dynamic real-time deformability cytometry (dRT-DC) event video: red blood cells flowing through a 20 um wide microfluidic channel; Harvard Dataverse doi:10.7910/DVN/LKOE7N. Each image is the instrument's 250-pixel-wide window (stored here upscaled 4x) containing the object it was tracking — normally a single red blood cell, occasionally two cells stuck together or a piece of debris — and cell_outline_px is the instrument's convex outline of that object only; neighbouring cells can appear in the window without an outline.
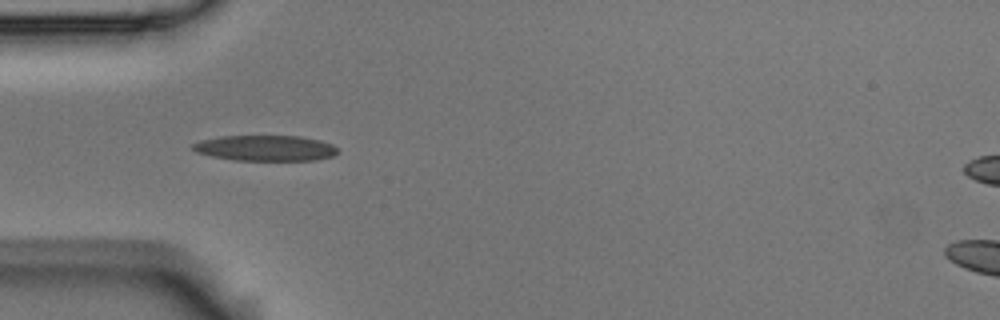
{"species": "Egyptian fruit bat (a non-hibernating species)", "species_latin": "Rousettus aegyptiacus", "temperature_condition": "room temperature", "stored_images_in_passage": 4, "camera_frame_rate_fps": 3000, "um_per_image_px": 0.085, "animal": {"sex": "male"}, "frame": {"image": 1, "passage_image": 3, "time_ms": 0.667, "image_size_px": [1000, 320], "cell_outline_px": [[336, 152], [332, 156], [316, 160], [232, 160], [212, 156], [196, 152], [192, 148], [192, 144], [200, 140], [220, 136], [300, 136], [320, 140], [332, 144], [336, 148]], "centroid_in_image_um": [22.53, 12.58], "position_along_channel_um": 62.5, "area_um2": 21.56}}
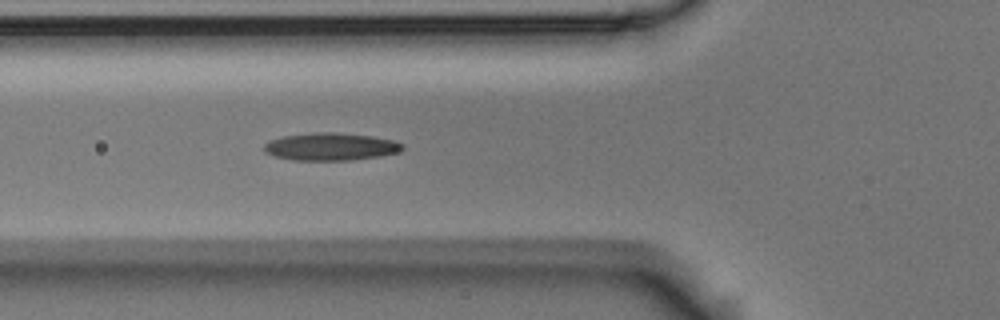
{"frame": {"image": 2, "passage_image": 4, "time_ms": 1.0, "image_size_px": [1000, 320], "cell_outline_px": [[404, 148], [396, 152], [380, 156], [352, 160], [292, 160], [276, 156], [264, 152], [264, 144], [272, 140], [284, 136], [312, 132], [336, 132], [372, 136], [396, 140], [404, 144]], "centroid_in_image_um": [28.14, 12.46], "position_along_channel_um": 97.7, "area_um2": 22.25}}